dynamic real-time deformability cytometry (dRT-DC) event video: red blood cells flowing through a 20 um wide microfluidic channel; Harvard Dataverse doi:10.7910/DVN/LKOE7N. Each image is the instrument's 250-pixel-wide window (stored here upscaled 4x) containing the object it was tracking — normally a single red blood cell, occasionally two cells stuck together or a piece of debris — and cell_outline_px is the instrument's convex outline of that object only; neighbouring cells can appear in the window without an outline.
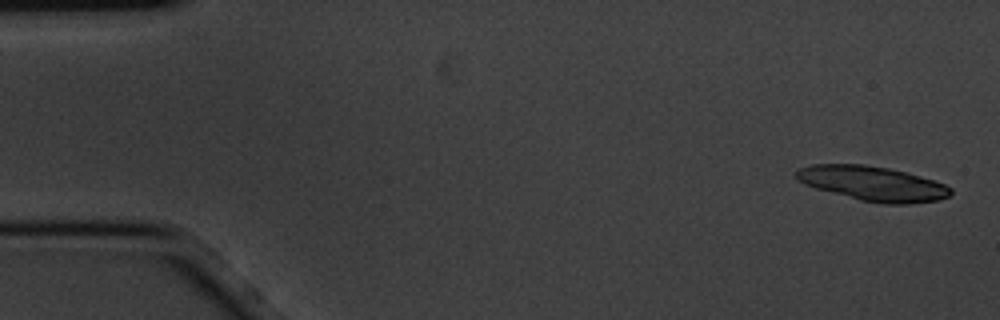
{"species": "common noctule bat (a hibernating species)", "species_latin": "Nyctalus noctula", "temperature_condition": "cold", "stored_images_in_passage": 6, "camera_frame_rate_fps": 3000, "um_per_image_px": 0.085, "animal": {"sex": "male", "body_mass_g": 20.1, "forearm_length_mm": 53.5}, "frame": {"image": 1, "passage_image": 1, "time_ms": 0.0, "image_size_px": [1000, 320], "cell_outline_px": [[952, 192], [948, 196], [936, 200], [908, 204], [880, 204], [860, 200], [816, 188], [804, 184], [796, 180], [796, 172], [800, 168], [812, 164], [864, 164], [888, 168], [904, 172], [932, 180], [944, 184], [952, 188]], "centroid_in_image_um": [74.15, 15.6], "position_along_channel_um": 10.9, "area_um2": 30.92}}
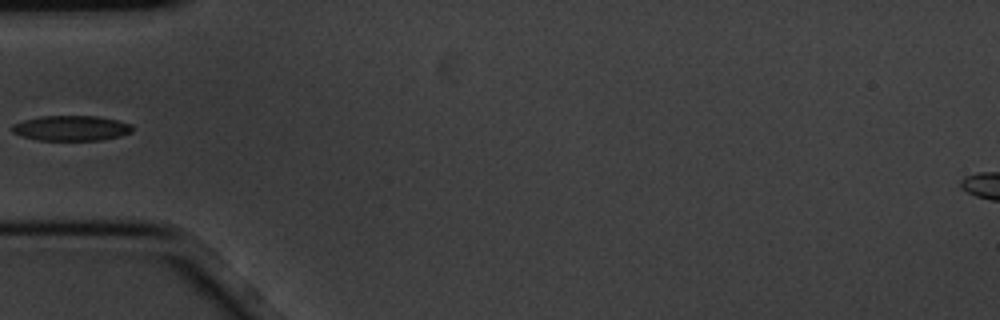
{"frame": {"image": 2, "passage_image": 6, "time_ms": 1.667, "image_size_px": [1000, 320], "cell_outline_px": [[132, 132], [120, 136], [100, 140], [36, 140], [12, 132], [12, 124], [24, 120], [40, 116], [96, 116], [116, 120], [132, 124]], "centroid_in_image_um": [6.05, 10.89], "position_along_channel_um": 78.9, "area_um2": 17.57}}